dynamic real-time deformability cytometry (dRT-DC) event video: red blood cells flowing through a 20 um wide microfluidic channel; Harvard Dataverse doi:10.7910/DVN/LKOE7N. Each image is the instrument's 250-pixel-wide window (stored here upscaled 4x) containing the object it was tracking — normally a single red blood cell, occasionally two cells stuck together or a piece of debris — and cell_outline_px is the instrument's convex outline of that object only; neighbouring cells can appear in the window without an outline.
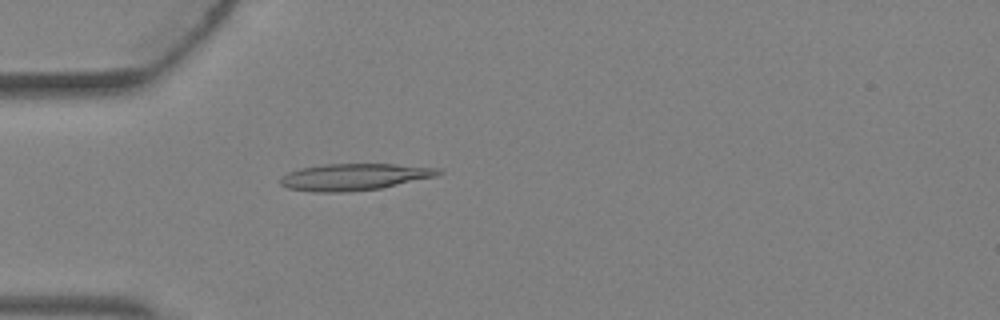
{"species": "Egyptian fruit bat (a non-hibernating species)", "species_latin": "Rousettus aegyptiacus", "temperature_condition": "warm", "stored_images_in_passage": 4, "camera_frame_rate_fps": 3000, "um_per_image_px": 0.085, "animal": {"sex": "female"}, "frame": {"image": 1, "passage_image": 4, "time_ms": 1.0, "image_size_px": [1000, 320], "cell_outline_px": [[444, 172], [436, 176], [380, 188], [348, 192], [312, 192], [288, 188], [280, 184], [280, 176], [288, 172], [300, 168], [324, 164], [396, 164], [440, 168]], "centroid_in_image_um": [30.09, 15.03], "position_along_channel_um": 54.9, "area_um2": 24.68}}